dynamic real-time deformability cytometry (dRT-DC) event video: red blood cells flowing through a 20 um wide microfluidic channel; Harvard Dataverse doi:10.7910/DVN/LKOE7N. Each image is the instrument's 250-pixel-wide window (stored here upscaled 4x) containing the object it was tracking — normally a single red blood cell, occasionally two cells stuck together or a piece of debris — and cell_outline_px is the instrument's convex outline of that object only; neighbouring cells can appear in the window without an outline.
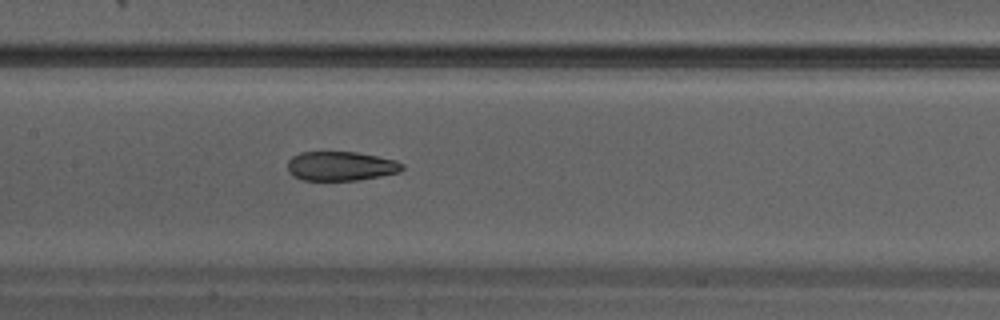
{"species": "Egyptian fruit bat (a non-hibernating species)", "species_latin": "Rousettus aegyptiacus", "temperature_condition": "warm", "stored_images_in_passage": 32, "camera_frame_rate_fps": 3000, "um_per_image_px": 0.085, "animal": {"sex": "male"}, "frame": {"image": 1, "passage_image": 14, "time_ms": 4.333, "image_size_px": [1000, 320], "cell_outline_px": [[404, 168], [400, 172], [380, 176], [356, 180], [304, 180], [292, 176], [288, 172], [288, 160], [292, 156], [300, 152], [356, 152], [396, 160], [404, 164]], "centroid_in_image_um": [28.96, 14.11], "position_along_channel_um": 178.4, "area_um2": 19.59}}
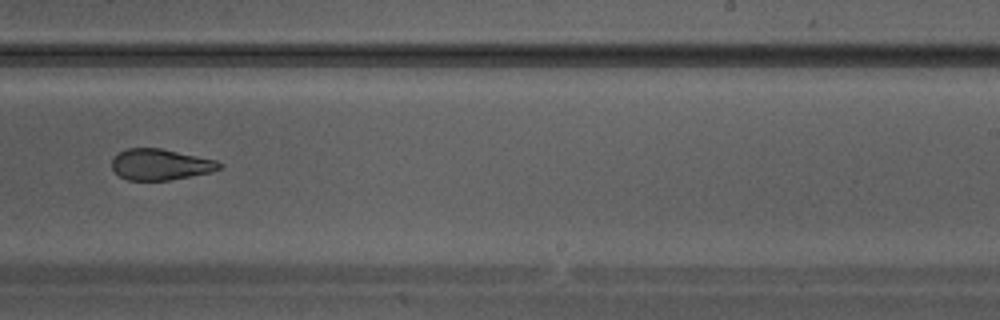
{"frame": {"image": 2, "passage_image": 19, "time_ms": 6.0, "image_size_px": [1000, 320], "cell_outline_px": [[224, 164], [220, 168], [212, 172], [168, 180], [128, 180], [120, 176], [112, 168], [112, 160], [120, 152], [128, 148], [160, 148], [216, 160]], "centroid_in_image_um": [13.66, 13.98], "position_along_channel_um": 275.3, "area_um2": 19.25}}